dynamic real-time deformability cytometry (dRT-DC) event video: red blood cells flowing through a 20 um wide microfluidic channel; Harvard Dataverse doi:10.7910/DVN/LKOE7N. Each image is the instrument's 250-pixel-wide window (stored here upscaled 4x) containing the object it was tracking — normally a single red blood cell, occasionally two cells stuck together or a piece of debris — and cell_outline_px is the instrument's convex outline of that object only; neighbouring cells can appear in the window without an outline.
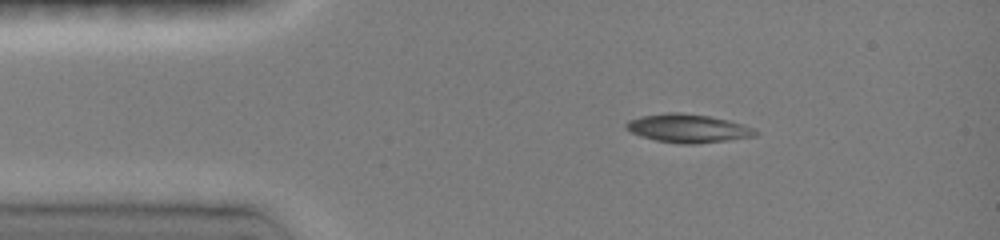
{"species": "common noctule bat (a hibernating species)", "species_latin": "Nyctalus noctula", "temperature_condition": "room temperature", "stored_images_in_passage": 42, "camera_frame_rate_fps": 3000, "um_per_image_px": 0.085, "animal": {"sex": "female", "body_mass_g": 19.0, "forearm_length_mm": 51.5}, "frame": {"image": 1, "passage_image": 2, "time_ms": 0.333, "image_size_px": [1000, 240], "cell_outline_px": [[760, 132], [756, 136], [728, 140], [696, 144], [680, 144], [656, 140], [640, 136], [624, 128], [624, 124], [628, 120], [640, 116], [668, 112], [680, 112], [708, 116], [728, 120], [744, 124]], "centroid_in_image_um": [58.46, 10.91], "position_along_channel_um": 26.5, "area_um2": 21.56}}
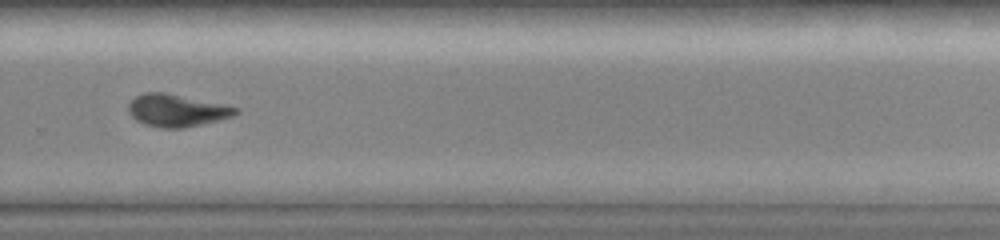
{"frame": {"image": 2, "passage_image": 27, "time_ms": 8.667, "image_size_px": [1000, 240], "cell_outline_px": [[240, 112], [232, 116], [184, 128], [164, 128], [144, 124], [136, 120], [128, 112], [128, 104], [136, 96], [144, 92], [164, 92], [224, 104], [240, 108]], "centroid_in_image_um": [15.01, 9.38], "position_along_channel_um": 314.8, "area_um2": 20.11}}
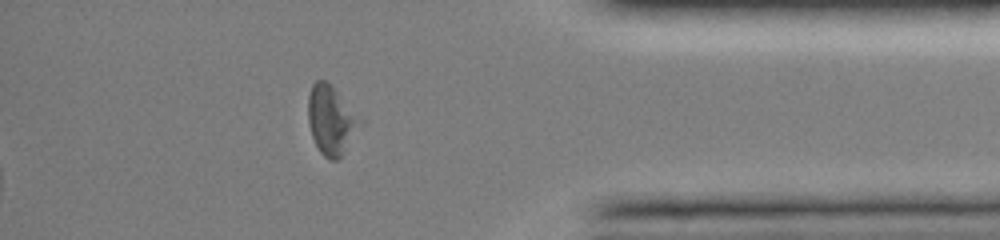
{"frame": {"image": 3, "passage_image": 35, "time_ms": 11.333, "image_size_px": [1000, 240], "cell_outline_px": [[356, 124], [344, 152], [336, 160], [328, 160], [320, 152], [312, 136], [308, 124], [308, 96], [312, 84], [316, 80], [324, 80], [332, 84], [356, 120]], "centroid_in_image_um": [27.99, 10.19], "position_along_channel_um": 407.2, "area_um2": 19.31}, "authors_computed_cell_mechanics": {"area_um2": 20.9525, "velocity_mm_per_s": 4.036, "shape_relaxation_time_tau1_ms": 3.7448, "shape_relaxation_time_tau2_ms": 8.5539, "deformation_change_tau1": 0.1513, "deformation_change_tau2": 0.1725}}